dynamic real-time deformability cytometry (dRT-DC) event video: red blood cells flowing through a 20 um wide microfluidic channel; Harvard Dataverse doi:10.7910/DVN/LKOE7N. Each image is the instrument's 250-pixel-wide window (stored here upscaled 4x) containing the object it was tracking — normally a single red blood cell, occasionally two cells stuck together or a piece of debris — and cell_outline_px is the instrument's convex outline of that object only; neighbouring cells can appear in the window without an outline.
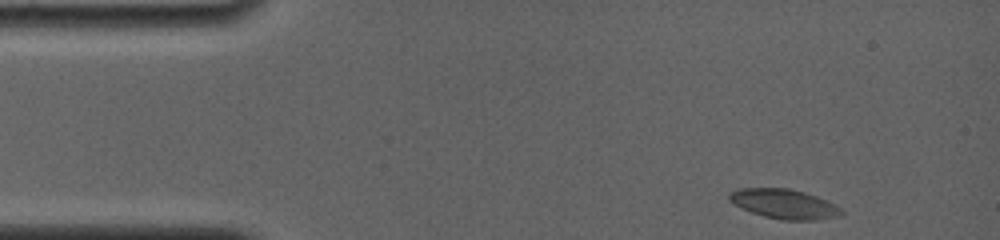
{"species": "common noctule bat (a hibernating species)", "species_latin": "Nyctalus noctula", "temperature_condition": "room temperature", "stored_images_in_passage": 36, "camera_frame_rate_fps": 4000, "um_per_image_px": 0.085, "animal": {"sex": "female", "body_mass_g": 19.0, "forearm_length_mm": 56.7}, "frame": {"image": 1, "passage_image": 1, "time_ms": 0.0, "image_size_px": [1000, 240], "cell_outline_px": [[844, 212], [836, 216], [816, 220], [784, 220], [764, 216], [752, 212], [728, 200], [728, 196], [736, 188], [788, 188], [804, 192], [816, 196], [836, 204]], "centroid_in_image_um": [66.66, 17.32], "position_along_channel_um": 18.3, "area_um2": 19.07}}
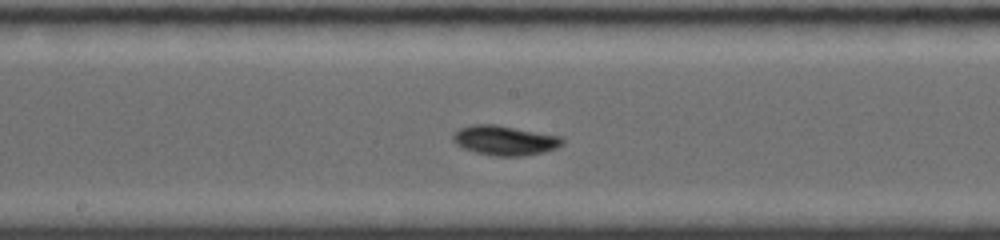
{"frame": {"image": 2, "passage_image": 21, "time_ms": 7.0, "image_size_px": [1000, 240], "cell_outline_px": [[564, 144], [556, 148], [544, 152], [524, 156], [496, 156], [476, 152], [464, 148], [456, 144], [452, 140], [452, 136], [460, 128], [472, 124], [496, 124], [564, 136]], "centroid_in_image_um": [42.96, 11.92], "position_along_channel_um": 205.2, "area_um2": 19.13}}
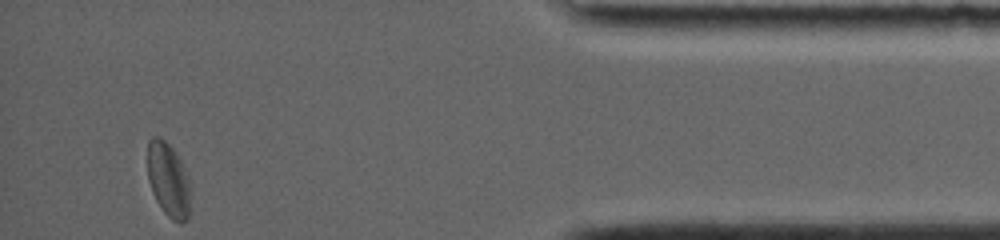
{"frame": {"image": 3, "passage_image": 36, "time_ms": 13.75, "image_size_px": [1000, 240], "cell_outline_px": [[188, 220], [180, 224], [172, 220], [164, 212], [156, 200], [152, 192], [148, 180], [148, 140], [152, 136], [156, 136], [164, 140], [172, 148], [180, 160], [188, 176]], "centroid_in_image_um": [14.28, 15.29], "position_along_channel_um": 420.9, "area_um2": 18.26}, "authors_computed_cell_mechanics": {"area_um2": 18.2359, "velocity_mm_per_s": 3.7761, "shape_relaxation_time_tau1_ms": 2.6042, "shape_relaxation_time_tau2_ms": 6.5276, "deformation_change_tau1": 0.1103, "deformation_change_tau2": 0.0903}}